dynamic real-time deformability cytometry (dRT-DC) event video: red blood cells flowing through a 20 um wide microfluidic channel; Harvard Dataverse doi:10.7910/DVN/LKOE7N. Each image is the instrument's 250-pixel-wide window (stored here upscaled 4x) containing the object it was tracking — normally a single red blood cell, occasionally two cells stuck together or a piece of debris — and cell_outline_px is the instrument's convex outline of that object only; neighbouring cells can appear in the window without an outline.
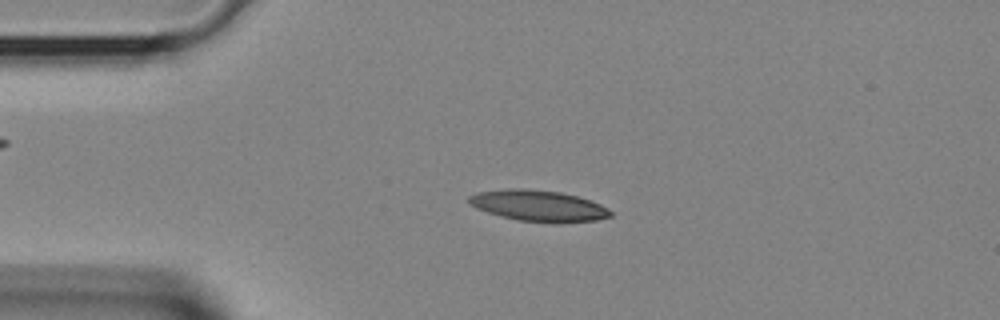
{"species": "Egyptian fruit bat (a non-hibernating species)", "species_latin": "Rousettus aegyptiacus", "temperature_condition": "room temperature", "stored_images_in_passage": 15, "camera_frame_rate_fps": 3000, "um_per_image_px": 0.085, "animal": {"sex": "female"}, "frame": {"image": 1, "passage_image": 8, "time_ms": 2.333, "image_size_px": [1000, 320], "cell_outline_px": [[612, 216], [596, 220], [556, 224], [552, 224], [516, 220], [500, 216], [476, 208], [468, 204], [468, 196], [476, 192], [508, 188], [524, 188], [560, 192], [576, 196], [600, 204], [608, 208], [612, 212]], "centroid_in_image_um": [45.74, 17.5], "position_along_channel_um": 39.3, "area_um2": 26.07}}
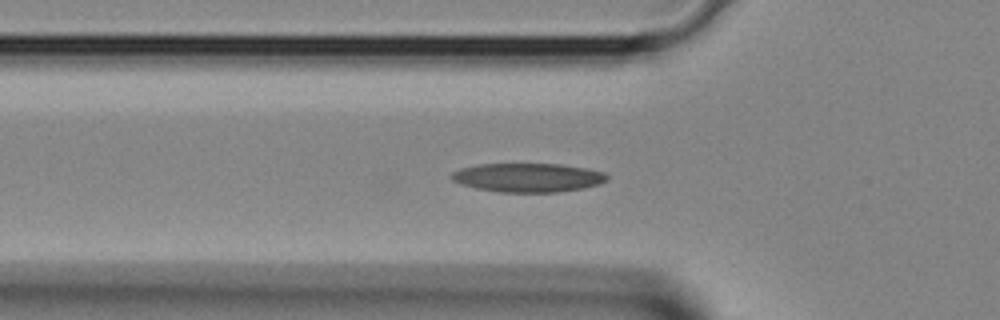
{"frame": {"image": 2, "passage_image": 12, "time_ms": 3.667, "image_size_px": [1000, 320], "cell_outline_px": [[608, 180], [600, 184], [584, 188], [556, 192], [500, 192], [476, 188], [460, 184], [452, 180], [448, 176], [452, 172], [460, 168], [480, 164], [560, 164], [588, 168], [604, 172], [608, 176]], "centroid_in_image_um": [44.87, 15.09], "position_along_channel_um": 80.9, "area_um2": 26.36}}
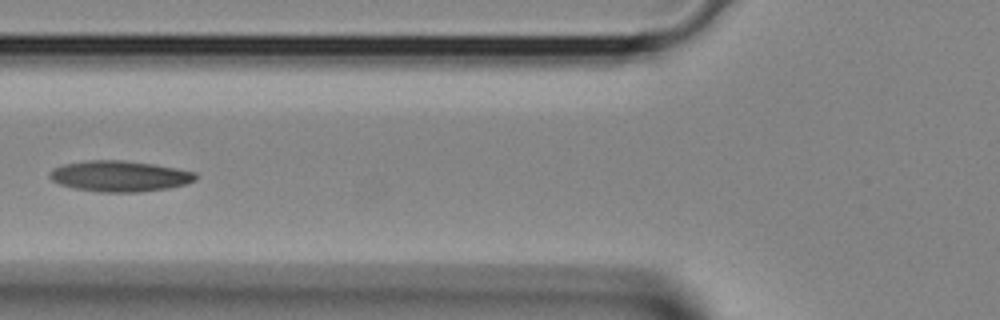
{"frame": {"image": 3, "passage_image": 14, "time_ms": 4.333, "image_size_px": [1000, 320], "cell_outline_px": [[200, 176], [196, 180], [184, 184], [168, 188], [136, 192], [100, 192], [72, 188], [60, 184], [52, 180], [48, 176], [48, 172], [52, 168], [64, 164], [84, 160], [124, 160], [152, 164], [176, 168], [196, 172]], "centroid_in_image_um": [10.15, 14.96], "position_along_channel_um": 115.7, "area_um2": 26.41}}